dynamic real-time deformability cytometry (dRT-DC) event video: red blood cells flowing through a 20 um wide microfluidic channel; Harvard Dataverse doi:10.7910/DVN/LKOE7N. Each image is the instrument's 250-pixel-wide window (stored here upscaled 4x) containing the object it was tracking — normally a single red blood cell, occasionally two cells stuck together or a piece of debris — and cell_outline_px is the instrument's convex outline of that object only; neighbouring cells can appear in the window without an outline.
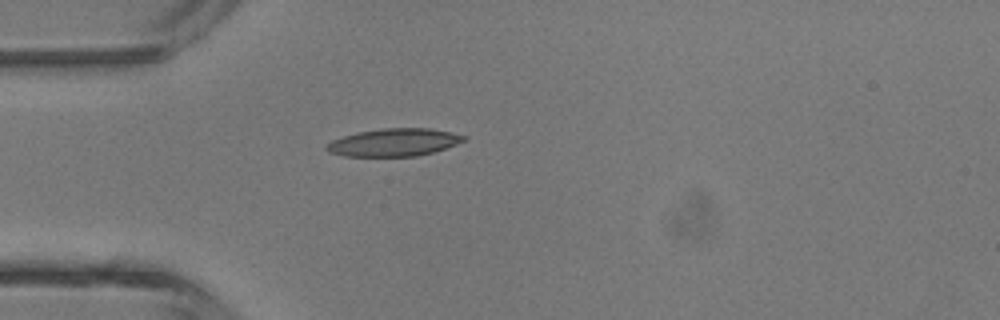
{"species": "common noctule bat (a hibernating species)", "species_latin": "Nyctalus noctula", "temperature_condition": "room temperature", "stored_images_in_passage": 3, "camera_frame_rate_fps": 3000, "um_per_image_px": 0.085, "animal": {"sex": "male", "body_mass_g": 13.3}, "frame": {"image": 1, "passage_image": 3, "time_ms": 3.333, "image_size_px": [1000, 320], "cell_outline_px": [[468, 136], [464, 140], [456, 144], [432, 152], [416, 156], [344, 156], [328, 152], [324, 148], [324, 144], [332, 140], [356, 132], [380, 128], [428, 128]], "centroid_in_image_um": [33.41, 12.1], "position_along_channel_um": 51.6, "area_um2": 22.08}}